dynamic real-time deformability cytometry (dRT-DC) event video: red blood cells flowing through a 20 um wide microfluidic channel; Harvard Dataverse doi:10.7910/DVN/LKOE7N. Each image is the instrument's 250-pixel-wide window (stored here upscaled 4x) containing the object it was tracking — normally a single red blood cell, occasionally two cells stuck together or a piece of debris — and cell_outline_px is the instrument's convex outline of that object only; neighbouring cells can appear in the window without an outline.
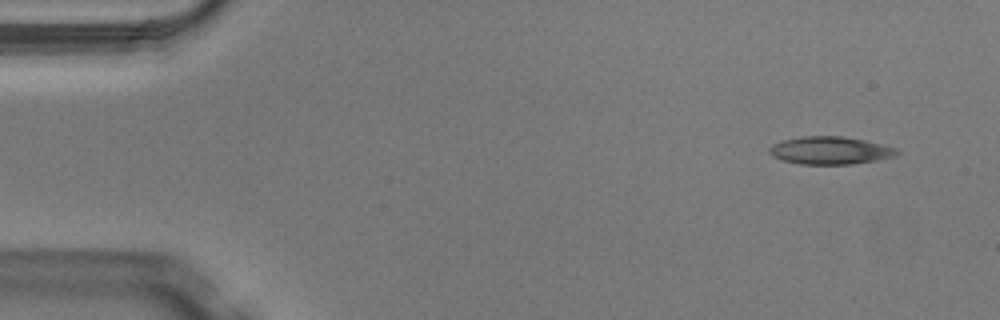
{"species": "Egyptian fruit bat (a non-hibernating species)", "species_latin": "Rousettus aegyptiacus", "temperature_condition": "warm", "stored_images_in_passage": 5, "camera_frame_rate_fps": 3000, "um_per_image_px": 0.085, "animal": {"sex": "male"}, "frame": {"image": 1, "passage_image": 1, "time_ms": 0.0, "image_size_px": [1000, 320], "cell_outline_px": [[900, 152], [896, 156], [876, 160], [852, 164], [800, 164], [784, 160], [772, 156], [768, 152], [768, 148], [772, 144], [784, 140], [800, 136], [844, 136], [864, 140], [896, 148]], "centroid_in_image_um": [70.55, 12.78], "position_along_channel_um": 14.5, "area_um2": 20.58}}